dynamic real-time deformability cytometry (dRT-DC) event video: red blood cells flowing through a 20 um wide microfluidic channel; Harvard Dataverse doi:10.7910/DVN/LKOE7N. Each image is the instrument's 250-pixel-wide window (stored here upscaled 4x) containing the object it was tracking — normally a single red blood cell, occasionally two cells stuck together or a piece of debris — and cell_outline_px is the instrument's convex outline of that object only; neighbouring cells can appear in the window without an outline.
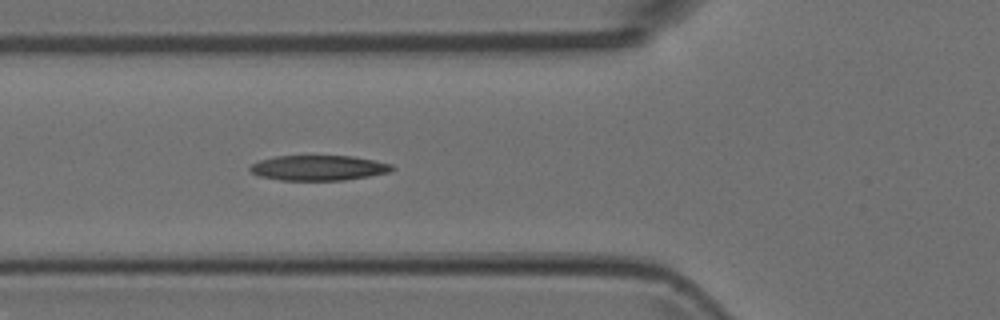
{"species": "Egyptian fruit bat (a non-hibernating species)", "species_latin": "Rousettus aegyptiacus", "temperature_condition": "room temperature", "stored_images_in_passage": 3, "segment_of_instrument_passage": [1, 2], "camera_frame_rate_fps": 3000, "um_per_image_px": 0.085, "animal": {"sex": "female"}, "frame": {"image": 1, "passage_image": 2, "time_ms": 0.333, "image_size_px": [1000, 320], "cell_outline_px": [[396, 168], [388, 172], [368, 176], [344, 180], [280, 180], [260, 176], [252, 172], [248, 168], [252, 164], [260, 160], [276, 156], [352, 156], [392, 164]], "centroid_in_image_um": [27.07, 14.27], "position_along_channel_um": 98.7, "area_um2": 20.63}}